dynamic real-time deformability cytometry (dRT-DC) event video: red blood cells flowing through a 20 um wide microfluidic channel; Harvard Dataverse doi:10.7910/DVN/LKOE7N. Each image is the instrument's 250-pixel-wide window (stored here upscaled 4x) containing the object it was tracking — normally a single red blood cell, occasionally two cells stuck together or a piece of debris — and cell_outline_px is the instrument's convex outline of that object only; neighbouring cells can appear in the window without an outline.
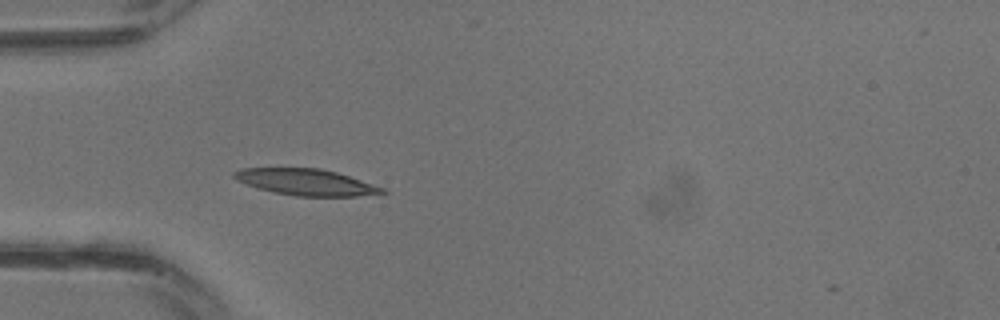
{"species": "common noctule bat (a hibernating species)", "species_latin": "Nyctalus noctula", "temperature_condition": "warm", "stored_images_in_passage": 3, "camera_frame_rate_fps": 3000, "um_per_image_px": 0.085, "animal": {"sex": "male", "body_mass_g": 13.3}, "frame": {"image": 1, "passage_image": 1, "time_ms": 0.0, "image_size_px": [1000, 320], "cell_outline_px": [[388, 192], [356, 196], [296, 196], [256, 188], [236, 180], [232, 176], [232, 172], [244, 168], [320, 168], [336, 172], [384, 188]], "centroid_in_image_um": [25.96, 15.48], "position_along_channel_um": 59.0, "area_um2": 22.48}}
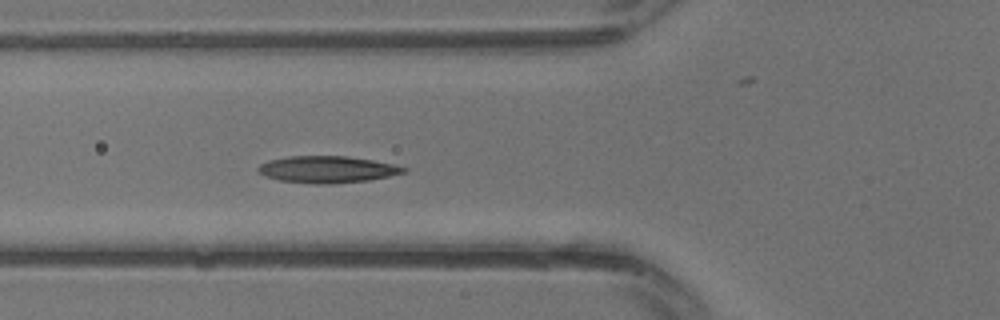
{"frame": {"image": 2, "passage_image": 3, "time_ms": 0.667, "image_size_px": [1000, 320], "cell_outline_px": [[408, 172], [368, 180], [332, 184], [312, 184], [280, 180], [264, 176], [256, 168], [260, 164], [268, 160], [288, 156], [348, 156], [372, 160], [392, 164], [408, 168]], "centroid_in_image_um": [27.81, 14.4], "position_along_channel_um": 98.0, "area_um2": 22.77}}